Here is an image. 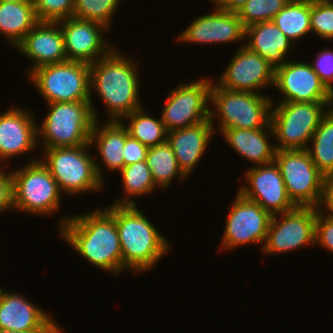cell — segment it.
<instances>
[{"mask_svg": "<svg viewBox=\"0 0 333 333\" xmlns=\"http://www.w3.org/2000/svg\"><path fill=\"white\" fill-rule=\"evenodd\" d=\"M319 209H321L323 213L333 217V173L324 176V193ZM323 209L327 210V212H324Z\"/></svg>", "mask_w": 333, "mask_h": 333, "instance_id": "40", "label": "cell"}, {"mask_svg": "<svg viewBox=\"0 0 333 333\" xmlns=\"http://www.w3.org/2000/svg\"><path fill=\"white\" fill-rule=\"evenodd\" d=\"M0 1L16 2V3H21V2H33V0H0Z\"/></svg>", "mask_w": 333, "mask_h": 333, "instance_id": "44", "label": "cell"}, {"mask_svg": "<svg viewBox=\"0 0 333 333\" xmlns=\"http://www.w3.org/2000/svg\"><path fill=\"white\" fill-rule=\"evenodd\" d=\"M289 0H248L238 10L245 28L250 25L273 20Z\"/></svg>", "mask_w": 333, "mask_h": 333, "instance_id": "33", "label": "cell"}, {"mask_svg": "<svg viewBox=\"0 0 333 333\" xmlns=\"http://www.w3.org/2000/svg\"><path fill=\"white\" fill-rule=\"evenodd\" d=\"M319 208L295 207L272 215L265 244L261 250L267 254H283L302 246L315 244V222ZM281 216V218H278Z\"/></svg>", "mask_w": 333, "mask_h": 333, "instance_id": "12", "label": "cell"}, {"mask_svg": "<svg viewBox=\"0 0 333 333\" xmlns=\"http://www.w3.org/2000/svg\"><path fill=\"white\" fill-rule=\"evenodd\" d=\"M223 233L222 250H231L238 246L265 244L272 215L259 204L236 193Z\"/></svg>", "mask_w": 333, "mask_h": 333, "instance_id": "13", "label": "cell"}, {"mask_svg": "<svg viewBox=\"0 0 333 333\" xmlns=\"http://www.w3.org/2000/svg\"><path fill=\"white\" fill-rule=\"evenodd\" d=\"M193 44H224L245 40V27L238 13L214 7L211 13L197 17L177 37Z\"/></svg>", "mask_w": 333, "mask_h": 333, "instance_id": "18", "label": "cell"}, {"mask_svg": "<svg viewBox=\"0 0 333 333\" xmlns=\"http://www.w3.org/2000/svg\"><path fill=\"white\" fill-rule=\"evenodd\" d=\"M121 0H76L73 16L79 19L96 22L108 30L113 14Z\"/></svg>", "mask_w": 333, "mask_h": 333, "instance_id": "32", "label": "cell"}, {"mask_svg": "<svg viewBox=\"0 0 333 333\" xmlns=\"http://www.w3.org/2000/svg\"><path fill=\"white\" fill-rule=\"evenodd\" d=\"M274 75L275 69L268 61L242 42L216 83L227 90L259 93L264 87L274 86Z\"/></svg>", "mask_w": 333, "mask_h": 333, "instance_id": "14", "label": "cell"}, {"mask_svg": "<svg viewBox=\"0 0 333 333\" xmlns=\"http://www.w3.org/2000/svg\"><path fill=\"white\" fill-rule=\"evenodd\" d=\"M47 105V117L37 124L38 142L42 138L44 149L78 147L90 143L95 122L90 101L55 102Z\"/></svg>", "mask_w": 333, "mask_h": 333, "instance_id": "5", "label": "cell"}, {"mask_svg": "<svg viewBox=\"0 0 333 333\" xmlns=\"http://www.w3.org/2000/svg\"><path fill=\"white\" fill-rule=\"evenodd\" d=\"M210 103V109L215 107L210 110V120L213 123V117L220 116V132L234 128L261 129L270 123L273 102L262 93L227 90L212 80Z\"/></svg>", "mask_w": 333, "mask_h": 333, "instance_id": "6", "label": "cell"}, {"mask_svg": "<svg viewBox=\"0 0 333 333\" xmlns=\"http://www.w3.org/2000/svg\"><path fill=\"white\" fill-rule=\"evenodd\" d=\"M315 62L310 63L320 80L333 93V50H322L318 53Z\"/></svg>", "mask_w": 333, "mask_h": 333, "instance_id": "37", "label": "cell"}, {"mask_svg": "<svg viewBox=\"0 0 333 333\" xmlns=\"http://www.w3.org/2000/svg\"><path fill=\"white\" fill-rule=\"evenodd\" d=\"M10 171L13 179L14 210L30 214H54L60 210L61 190L40 159Z\"/></svg>", "mask_w": 333, "mask_h": 333, "instance_id": "9", "label": "cell"}, {"mask_svg": "<svg viewBox=\"0 0 333 333\" xmlns=\"http://www.w3.org/2000/svg\"><path fill=\"white\" fill-rule=\"evenodd\" d=\"M105 209L115 219L122 251L123 271H148L170 250L169 241L137 205L111 204Z\"/></svg>", "mask_w": 333, "mask_h": 333, "instance_id": "3", "label": "cell"}, {"mask_svg": "<svg viewBox=\"0 0 333 333\" xmlns=\"http://www.w3.org/2000/svg\"><path fill=\"white\" fill-rule=\"evenodd\" d=\"M76 0H33L39 21L58 22L73 17Z\"/></svg>", "mask_w": 333, "mask_h": 333, "instance_id": "35", "label": "cell"}, {"mask_svg": "<svg viewBox=\"0 0 333 333\" xmlns=\"http://www.w3.org/2000/svg\"><path fill=\"white\" fill-rule=\"evenodd\" d=\"M4 159L2 158V157H0V162L2 163H4L5 161H3ZM9 174V172L8 173H5L2 169H1V167H0V179H2V178H4V177H6L7 175Z\"/></svg>", "mask_w": 333, "mask_h": 333, "instance_id": "43", "label": "cell"}, {"mask_svg": "<svg viewBox=\"0 0 333 333\" xmlns=\"http://www.w3.org/2000/svg\"><path fill=\"white\" fill-rule=\"evenodd\" d=\"M29 79L47 104L90 101L93 116L98 120L90 94V64L67 60L46 65L33 70Z\"/></svg>", "mask_w": 333, "mask_h": 333, "instance_id": "7", "label": "cell"}, {"mask_svg": "<svg viewBox=\"0 0 333 333\" xmlns=\"http://www.w3.org/2000/svg\"><path fill=\"white\" fill-rule=\"evenodd\" d=\"M221 133L236 153L253 162L255 166L274 162L275 145L272 142L270 144L268 139L274 136L271 123L261 129L234 128L223 130Z\"/></svg>", "mask_w": 333, "mask_h": 333, "instance_id": "24", "label": "cell"}, {"mask_svg": "<svg viewBox=\"0 0 333 333\" xmlns=\"http://www.w3.org/2000/svg\"><path fill=\"white\" fill-rule=\"evenodd\" d=\"M274 162L292 203L297 207L319 208L324 193V175L307 149L276 150Z\"/></svg>", "mask_w": 333, "mask_h": 333, "instance_id": "10", "label": "cell"}, {"mask_svg": "<svg viewBox=\"0 0 333 333\" xmlns=\"http://www.w3.org/2000/svg\"><path fill=\"white\" fill-rule=\"evenodd\" d=\"M311 33L321 39L333 40V1L315 0L311 2L310 13Z\"/></svg>", "mask_w": 333, "mask_h": 333, "instance_id": "34", "label": "cell"}, {"mask_svg": "<svg viewBox=\"0 0 333 333\" xmlns=\"http://www.w3.org/2000/svg\"><path fill=\"white\" fill-rule=\"evenodd\" d=\"M127 118V119H125ZM129 120L127 126L129 135L145 146L154 147L167 141V133L161 118H155L140 108L125 116Z\"/></svg>", "mask_w": 333, "mask_h": 333, "instance_id": "31", "label": "cell"}, {"mask_svg": "<svg viewBox=\"0 0 333 333\" xmlns=\"http://www.w3.org/2000/svg\"><path fill=\"white\" fill-rule=\"evenodd\" d=\"M137 68L136 61L126 58L115 47L90 64V90L94 89L106 105L108 121L123 122L125 116L142 108Z\"/></svg>", "mask_w": 333, "mask_h": 333, "instance_id": "2", "label": "cell"}, {"mask_svg": "<svg viewBox=\"0 0 333 333\" xmlns=\"http://www.w3.org/2000/svg\"><path fill=\"white\" fill-rule=\"evenodd\" d=\"M146 163L152 172L155 185L162 189L168 188L176 177L181 180L188 177L181 170L176 156L167 141L148 148Z\"/></svg>", "mask_w": 333, "mask_h": 333, "instance_id": "28", "label": "cell"}, {"mask_svg": "<svg viewBox=\"0 0 333 333\" xmlns=\"http://www.w3.org/2000/svg\"><path fill=\"white\" fill-rule=\"evenodd\" d=\"M209 1H211L212 5H213L217 0H209Z\"/></svg>", "mask_w": 333, "mask_h": 333, "instance_id": "45", "label": "cell"}, {"mask_svg": "<svg viewBox=\"0 0 333 333\" xmlns=\"http://www.w3.org/2000/svg\"><path fill=\"white\" fill-rule=\"evenodd\" d=\"M58 22L67 60L92 64L114 48L105 41L104 31L108 29L99 23L74 16Z\"/></svg>", "mask_w": 333, "mask_h": 333, "instance_id": "17", "label": "cell"}, {"mask_svg": "<svg viewBox=\"0 0 333 333\" xmlns=\"http://www.w3.org/2000/svg\"><path fill=\"white\" fill-rule=\"evenodd\" d=\"M43 309L20 293L0 288V329L15 331L62 330Z\"/></svg>", "mask_w": 333, "mask_h": 333, "instance_id": "21", "label": "cell"}, {"mask_svg": "<svg viewBox=\"0 0 333 333\" xmlns=\"http://www.w3.org/2000/svg\"><path fill=\"white\" fill-rule=\"evenodd\" d=\"M274 87L284 97L280 102H333V93L307 62L292 60L276 68Z\"/></svg>", "mask_w": 333, "mask_h": 333, "instance_id": "16", "label": "cell"}, {"mask_svg": "<svg viewBox=\"0 0 333 333\" xmlns=\"http://www.w3.org/2000/svg\"><path fill=\"white\" fill-rule=\"evenodd\" d=\"M105 125L99 126V121L95 120L90 136V145L98 149L106 168L112 171H120L125 166L124 146L126 138L129 136L128 130L122 121H108ZM96 144V145H95Z\"/></svg>", "mask_w": 333, "mask_h": 333, "instance_id": "25", "label": "cell"}, {"mask_svg": "<svg viewBox=\"0 0 333 333\" xmlns=\"http://www.w3.org/2000/svg\"><path fill=\"white\" fill-rule=\"evenodd\" d=\"M274 107L271 106L270 123L279 142L275 149H307L320 120L333 107V102H279Z\"/></svg>", "mask_w": 333, "mask_h": 333, "instance_id": "8", "label": "cell"}, {"mask_svg": "<svg viewBox=\"0 0 333 333\" xmlns=\"http://www.w3.org/2000/svg\"><path fill=\"white\" fill-rule=\"evenodd\" d=\"M315 244L333 253V217L318 209L315 222Z\"/></svg>", "mask_w": 333, "mask_h": 333, "instance_id": "36", "label": "cell"}, {"mask_svg": "<svg viewBox=\"0 0 333 333\" xmlns=\"http://www.w3.org/2000/svg\"><path fill=\"white\" fill-rule=\"evenodd\" d=\"M38 22L33 2L0 1V33L14 48Z\"/></svg>", "mask_w": 333, "mask_h": 333, "instance_id": "26", "label": "cell"}, {"mask_svg": "<svg viewBox=\"0 0 333 333\" xmlns=\"http://www.w3.org/2000/svg\"><path fill=\"white\" fill-rule=\"evenodd\" d=\"M252 167L245 172V181L248 183L238 190L243 197L256 202L271 215L296 207L287 195L282 175L275 162Z\"/></svg>", "mask_w": 333, "mask_h": 333, "instance_id": "15", "label": "cell"}, {"mask_svg": "<svg viewBox=\"0 0 333 333\" xmlns=\"http://www.w3.org/2000/svg\"><path fill=\"white\" fill-rule=\"evenodd\" d=\"M119 172L122 175V186L125 197L114 201L113 205H137L132 197L149 194L158 187L152 177V172L146 161H140L124 166Z\"/></svg>", "mask_w": 333, "mask_h": 333, "instance_id": "30", "label": "cell"}, {"mask_svg": "<svg viewBox=\"0 0 333 333\" xmlns=\"http://www.w3.org/2000/svg\"><path fill=\"white\" fill-rule=\"evenodd\" d=\"M307 151L317 169L326 176L333 173V107L320 120Z\"/></svg>", "mask_w": 333, "mask_h": 333, "instance_id": "29", "label": "cell"}, {"mask_svg": "<svg viewBox=\"0 0 333 333\" xmlns=\"http://www.w3.org/2000/svg\"><path fill=\"white\" fill-rule=\"evenodd\" d=\"M59 232L86 261L110 274L123 272V258L114 217L104 208L60 220Z\"/></svg>", "mask_w": 333, "mask_h": 333, "instance_id": "1", "label": "cell"}, {"mask_svg": "<svg viewBox=\"0 0 333 333\" xmlns=\"http://www.w3.org/2000/svg\"><path fill=\"white\" fill-rule=\"evenodd\" d=\"M245 38L248 42L244 46L266 59L274 69L288 61L285 57L291 52L293 43L272 20L248 26Z\"/></svg>", "mask_w": 333, "mask_h": 333, "instance_id": "23", "label": "cell"}, {"mask_svg": "<svg viewBox=\"0 0 333 333\" xmlns=\"http://www.w3.org/2000/svg\"><path fill=\"white\" fill-rule=\"evenodd\" d=\"M16 49L33 63L26 71L28 75L42 66L67 61L59 22L39 21Z\"/></svg>", "mask_w": 333, "mask_h": 333, "instance_id": "20", "label": "cell"}, {"mask_svg": "<svg viewBox=\"0 0 333 333\" xmlns=\"http://www.w3.org/2000/svg\"><path fill=\"white\" fill-rule=\"evenodd\" d=\"M148 147L130 135L126 138L123 158L125 166L132 163L146 161Z\"/></svg>", "mask_w": 333, "mask_h": 333, "instance_id": "38", "label": "cell"}, {"mask_svg": "<svg viewBox=\"0 0 333 333\" xmlns=\"http://www.w3.org/2000/svg\"><path fill=\"white\" fill-rule=\"evenodd\" d=\"M248 0H217L214 5L217 8L223 9L225 11H234L243 6Z\"/></svg>", "mask_w": 333, "mask_h": 333, "instance_id": "41", "label": "cell"}, {"mask_svg": "<svg viewBox=\"0 0 333 333\" xmlns=\"http://www.w3.org/2000/svg\"><path fill=\"white\" fill-rule=\"evenodd\" d=\"M214 132L215 126L209 118L197 125L167 133V142L170 144L181 170L187 176H190L204 155Z\"/></svg>", "mask_w": 333, "mask_h": 333, "instance_id": "22", "label": "cell"}, {"mask_svg": "<svg viewBox=\"0 0 333 333\" xmlns=\"http://www.w3.org/2000/svg\"><path fill=\"white\" fill-rule=\"evenodd\" d=\"M34 118L29 110L15 106L0 113V157L4 161L39 147L38 125Z\"/></svg>", "mask_w": 333, "mask_h": 333, "instance_id": "19", "label": "cell"}, {"mask_svg": "<svg viewBox=\"0 0 333 333\" xmlns=\"http://www.w3.org/2000/svg\"><path fill=\"white\" fill-rule=\"evenodd\" d=\"M14 208L13 179L11 172L0 179V212Z\"/></svg>", "mask_w": 333, "mask_h": 333, "instance_id": "39", "label": "cell"}, {"mask_svg": "<svg viewBox=\"0 0 333 333\" xmlns=\"http://www.w3.org/2000/svg\"><path fill=\"white\" fill-rule=\"evenodd\" d=\"M310 13L311 1L289 0L272 21L294 45L310 35Z\"/></svg>", "mask_w": 333, "mask_h": 333, "instance_id": "27", "label": "cell"}, {"mask_svg": "<svg viewBox=\"0 0 333 333\" xmlns=\"http://www.w3.org/2000/svg\"><path fill=\"white\" fill-rule=\"evenodd\" d=\"M212 78L180 83L167 95L161 113L166 130L172 131L197 125L210 118Z\"/></svg>", "mask_w": 333, "mask_h": 333, "instance_id": "11", "label": "cell"}, {"mask_svg": "<svg viewBox=\"0 0 333 333\" xmlns=\"http://www.w3.org/2000/svg\"><path fill=\"white\" fill-rule=\"evenodd\" d=\"M63 330L15 331L0 329V333H62Z\"/></svg>", "mask_w": 333, "mask_h": 333, "instance_id": "42", "label": "cell"}, {"mask_svg": "<svg viewBox=\"0 0 333 333\" xmlns=\"http://www.w3.org/2000/svg\"><path fill=\"white\" fill-rule=\"evenodd\" d=\"M90 143L78 147L43 149L39 158L47 167L62 193L79 195L101 190L103 172L99 163L88 153Z\"/></svg>", "mask_w": 333, "mask_h": 333, "instance_id": "4", "label": "cell"}, {"mask_svg": "<svg viewBox=\"0 0 333 333\" xmlns=\"http://www.w3.org/2000/svg\"><path fill=\"white\" fill-rule=\"evenodd\" d=\"M300 1H311V2H313V1H315V0H300Z\"/></svg>", "mask_w": 333, "mask_h": 333, "instance_id": "46", "label": "cell"}]
</instances>
